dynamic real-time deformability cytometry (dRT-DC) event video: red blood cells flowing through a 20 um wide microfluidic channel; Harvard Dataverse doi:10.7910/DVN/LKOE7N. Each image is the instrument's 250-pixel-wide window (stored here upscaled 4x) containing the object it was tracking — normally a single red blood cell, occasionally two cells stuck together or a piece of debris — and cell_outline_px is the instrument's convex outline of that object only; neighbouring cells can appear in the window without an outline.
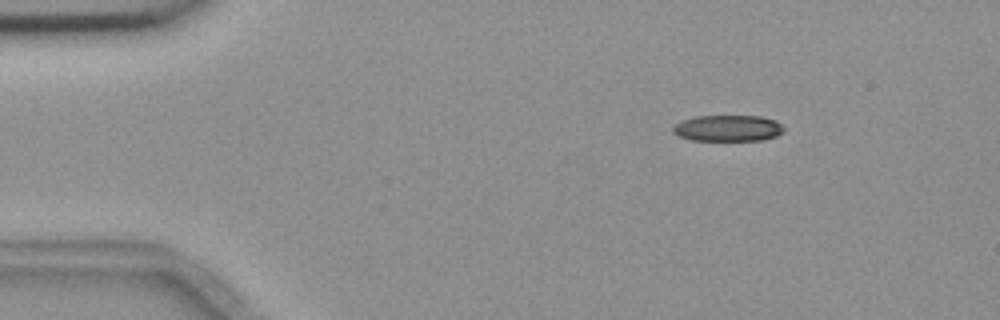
{"species": "common noctule bat (a hibernating species)", "species_latin": "Nyctalus noctula", "temperature_condition": "room temperature", "stored_images_in_passage": 9, "camera_frame_rate_fps": 3000, "um_per_image_px": 0.085, "animal": {"sex": "female", "body_mass_g": 18.4}, "frame": {"image": 1, "passage_image": 1, "time_ms": 0.0, "image_size_px": [1000, 320], "cell_outline_px": [[784, 132], [776, 136], [764, 140], [692, 140], [680, 136], [672, 132], [672, 128], [680, 120], [696, 116], [760, 116], [776, 120], [784, 128]], "centroid_in_image_um": [61.88, 10.89], "position_along_channel_um": 23.1, "area_um2": 16.99}}
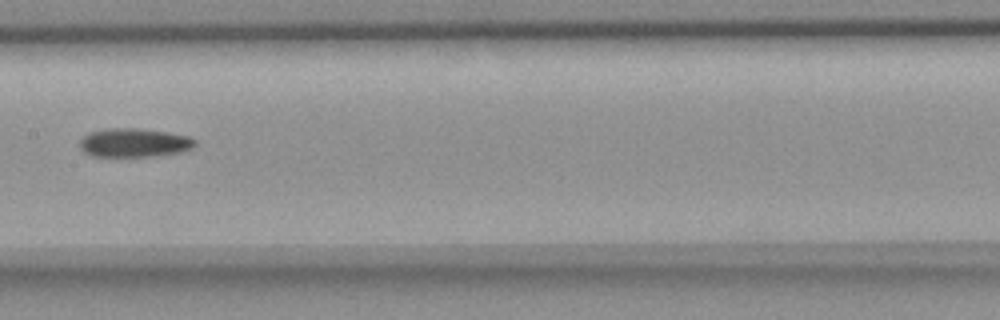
{"frame": {"image": 2, "passage_image": 6, "time_ms": 6.667, "image_size_px": [1000, 320], "cell_outline_px": [[196, 144], [192, 148], [184, 152], [160, 156], [92, 156], [84, 152], [80, 148], [80, 140], [88, 132], [104, 128], [136, 128], [168, 132], [188, 136], [196, 140]], "centroid_in_image_um": [11.42, 12.13], "position_along_channel_um": 196.0, "area_um2": 19.59}}
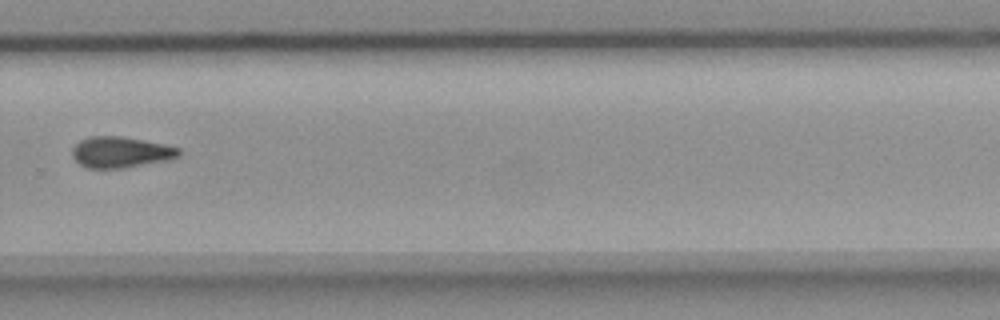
{"frame": {"image": 3, "passage_image": 9, "time_ms": 10.0, "image_size_px": [1000, 320], "cell_outline_px": [[180, 156], [168, 160], [120, 168], [88, 168], [80, 164], [72, 156], [72, 148], [80, 140], [88, 136], [120, 136], [144, 140], [180, 148]], "centroid_in_image_um": [10.24, 12.93], "position_along_channel_um": 319.6, "area_um2": 19.13}}